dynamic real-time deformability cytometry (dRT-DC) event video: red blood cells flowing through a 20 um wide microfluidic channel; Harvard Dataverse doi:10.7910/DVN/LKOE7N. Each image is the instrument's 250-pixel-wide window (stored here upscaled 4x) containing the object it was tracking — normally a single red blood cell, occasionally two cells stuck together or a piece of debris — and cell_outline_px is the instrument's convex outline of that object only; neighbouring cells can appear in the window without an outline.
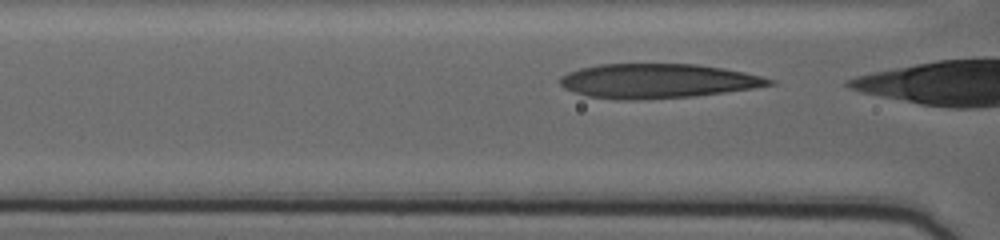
{"species": "human", "species_latin": "Homo sapiens", "temperature_condition": "warm", "stored_images_in_passage": 12, "camera_frame_rate_fps": 3000, "um_per_image_px": 0.085, "donor": {"sex": "female"}, "frame": {"image": 1, "passage_image": 10, "time_ms": 3.0, "image_size_px": [1000, 240], "cell_outline_px": [[776, 84], [752, 88], [692, 96], [636, 100], [624, 100], [588, 96], [564, 88], [560, 84], [560, 76], [568, 72], [580, 68], [600, 64], [696, 64], [744, 72], [776, 80]], "centroid_in_image_um": [55.87, 6.88], "position_along_channel_um": 110.7, "area_um2": 41.62}}